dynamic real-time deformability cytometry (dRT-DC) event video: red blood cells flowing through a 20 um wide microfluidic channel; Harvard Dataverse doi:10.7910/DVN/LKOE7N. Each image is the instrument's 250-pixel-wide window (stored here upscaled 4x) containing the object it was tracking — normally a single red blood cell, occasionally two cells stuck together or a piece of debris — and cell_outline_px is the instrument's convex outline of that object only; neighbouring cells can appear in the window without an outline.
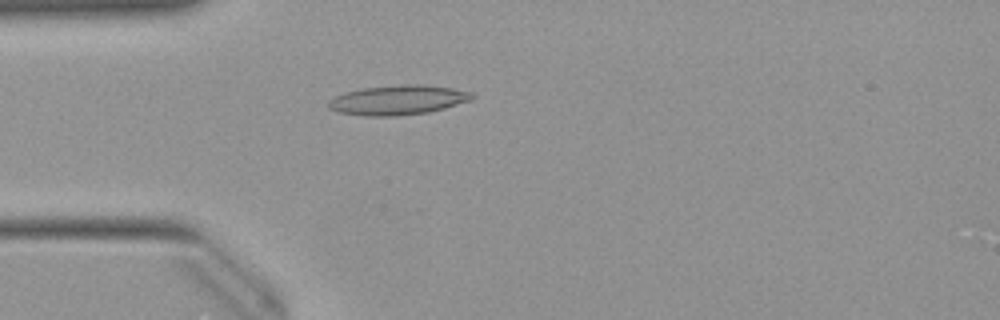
{"species": "Egyptian fruit bat (a non-hibernating species)", "species_latin": "Rousettus aegyptiacus", "temperature_condition": "warm", "stored_images_in_passage": 51, "camera_frame_rate_fps": 3000, "um_per_image_px": 0.085, "animal": {"sex": "female"}, "frame": {"image": 1, "passage_image": 14, "time_ms": 4.333, "image_size_px": [1000, 320], "cell_outline_px": [[476, 96], [472, 100], [444, 108], [428, 112], [396, 116], [364, 116], [336, 112], [328, 108], [328, 100], [332, 96], [344, 92], [360, 88], [400, 84], [424, 84], [452, 88], [472, 92]], "centroid_in_image_um": [33.78, 8.49], "position_along_channel_um": 51.2, "area_um2": 25.26}}
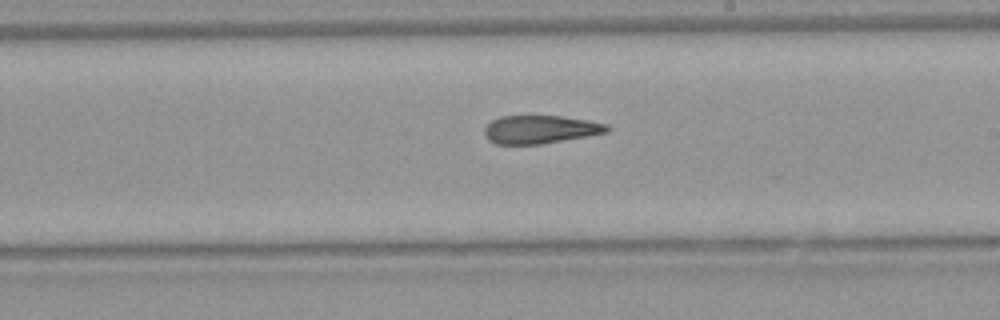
{"frame": {"image": 2, "passage_image": 29, "time_ms": 9.333, "image_size_px": [1000, 320], "cell_outline_px": [[612, 128], [608, 132], [588, 136], [540, 144], [496, 144], [488, 140], [484, 136], [484, 128], [492, 120], [500, 116], [564, 116], [588, 120], [608, 124]], "centroid_in_image_um": [45.94, 11.0], "position_along_channel_um": 243.1, "area_um2": 20.29}}
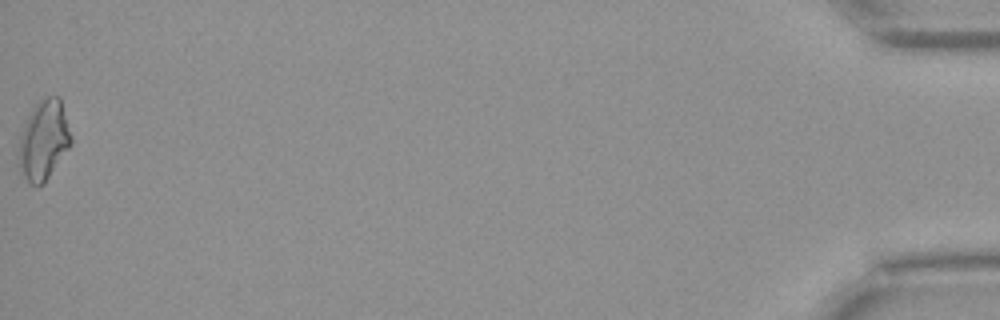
{"frame": {"image": 3, "passage_image": 51, "time_ms": 16.667, "image_size_px": [1000, 320], "cell_outline_px": [[72, 144], [44, 184], [36, 188], [28, 184], [20, 172], [16, 164], [20, 136], [24, 124], [32, 108], [40, 96], [60, 96], [72, 136]], "centroid_in_image_um": [3.69, 11.95], "position_along_channel_um": 431.5, "area_um2": 25.2}, "authors_computed_cell_mechanics": {"area_um2": 21.675, "velocity_mm_per_s": 3.9915, "shape_relaxation_time_tau1_ms": null, "shape_relaxation_time_tau2_ms": 3.8932, "deformation_change_tau1": null, "deformation_change_tau2": 0.1417}}